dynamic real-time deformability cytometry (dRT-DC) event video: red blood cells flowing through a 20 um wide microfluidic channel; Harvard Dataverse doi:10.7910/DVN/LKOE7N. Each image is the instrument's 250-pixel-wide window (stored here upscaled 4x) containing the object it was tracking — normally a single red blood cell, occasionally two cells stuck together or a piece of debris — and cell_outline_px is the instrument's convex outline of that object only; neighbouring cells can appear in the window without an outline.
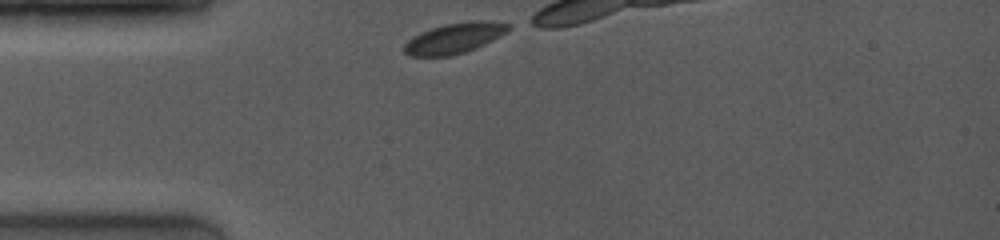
{"species": "common noctule bat (a hibernating species)", "species_latin": "Nyctalus noctula", "temperature_condition": "room temperature", "stored_images_in_passage": 6, "camera_frame_rate_fps": 4000, "um_per_image_px": 0.085, "animal": {"sex": "female", "body_mass_g": 19.0, "forearm_length_mm": 53.3}, "frame": {"image": 1, "passage_image": 1, "time_ms": 0.0, "image_size_px": [1000, 240], "cell_outline_px": [[512, 28], [500, 36], [476, 48], [464, 52], [448, 56], [408, 56], [404, 52], [404, 44], [408, 40], [420, 32], [444, 24], [472, 20], [480, 20], [512, 24]], "centroid_in_image_um": [38.63, 3.23], "position_along_channel_um": 46.4, "area_um2": 18.5}}